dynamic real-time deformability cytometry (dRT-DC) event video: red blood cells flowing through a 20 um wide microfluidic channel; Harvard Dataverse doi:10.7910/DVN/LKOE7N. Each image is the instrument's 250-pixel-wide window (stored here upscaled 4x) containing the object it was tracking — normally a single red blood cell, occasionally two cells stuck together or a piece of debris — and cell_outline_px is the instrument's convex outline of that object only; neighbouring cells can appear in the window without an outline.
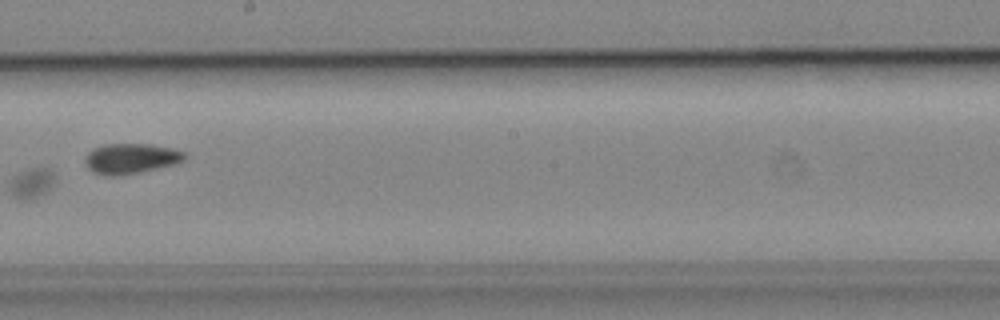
{"species": "common noctule bat (a hibernating species)", "species_latin": "Nyctalus noctula", "temperature_condition": "cold", "stored_images_in_passage": 10, "camera_frame_rate_fps": 3000, "um_per_image_px": 0.085, "animal": {"sex": "male", "body_mass_g": 19.2, "forearm_length_mm": 51.8}, "frame": {"image": 1, "passage_image": 9, "time_ms": 2.667, "image_size_px": [1000, 320], "cell_outline_px": [[188, 156], [184, 160], [176, 164], [140, 172], [112, 176], [96, 172], [88, 168], [84, 160], [88, 152], [92, 148], [104, 144], [148, 144], [172, 148], [184, 152]], "centroid_in_image_um": [11.15, 13.46], "position_along_channel_um": 237.1, "area_um2": 17.46}}